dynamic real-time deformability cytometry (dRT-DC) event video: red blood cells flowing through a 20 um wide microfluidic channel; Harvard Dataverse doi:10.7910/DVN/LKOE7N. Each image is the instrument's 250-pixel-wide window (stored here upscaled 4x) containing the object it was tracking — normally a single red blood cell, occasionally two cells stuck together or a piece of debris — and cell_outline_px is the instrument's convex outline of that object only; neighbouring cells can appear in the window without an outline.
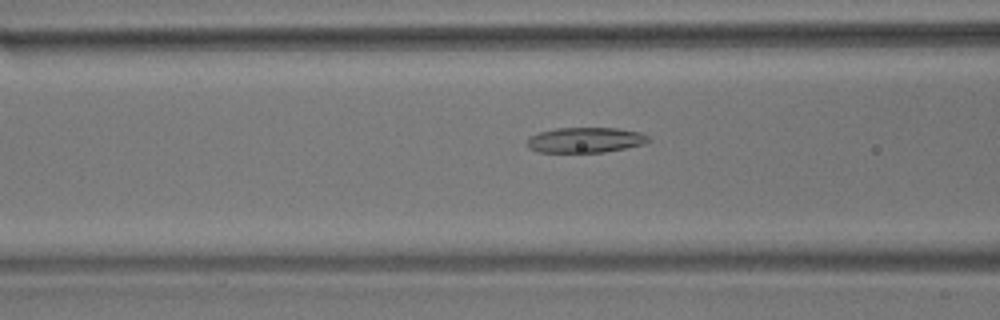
{"species": "common noctule bat (a hibernating species)", "species_latin": "Nyctalus noctula", "temperature_condition": "room temperature", "stored_images_in_passage": 56, "camera_frame_rate_fps": 3000, "um_per_image_px": 0.085, "animal": {"sex": "male", "body_mass_g": 17.9}, "frame": {"image": 1, "passage_image": 22, "time_ms": 7.0, "image_size_px": [1000, 320], "cell_outline_px": [[652, 140], [644, 144], [604, 152], [536, 152], [528, 148], [528, 136], [540, 132], [556, 128], [616, 128], [640, 132], [648, 136]], "centroid_in_image_um": [49.75, 11.9], "position_along_channel_um": 116.9, "area_um2": 17.92}}
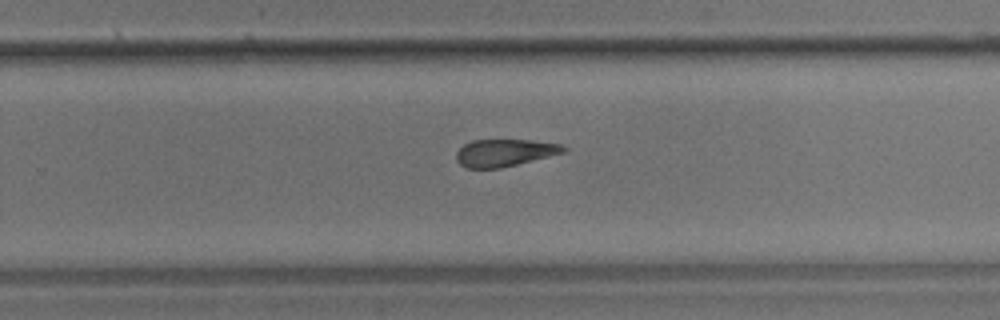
{"frame": {"image": 2, "passage_image": 36, "time_ms": 11.667, "image_size_px": [1000, 320], "cell_outline_px": [[568, 148], [564, 152], [500, 168], [464, 168], [456, 160], [456, 152], [464, 144], [472, 140], [532, 140], [560, 144]], "centroid_in_image_um": [42.85, 12.98], "position_along_channel_um": 287.0, "area_um2": 16.88}}
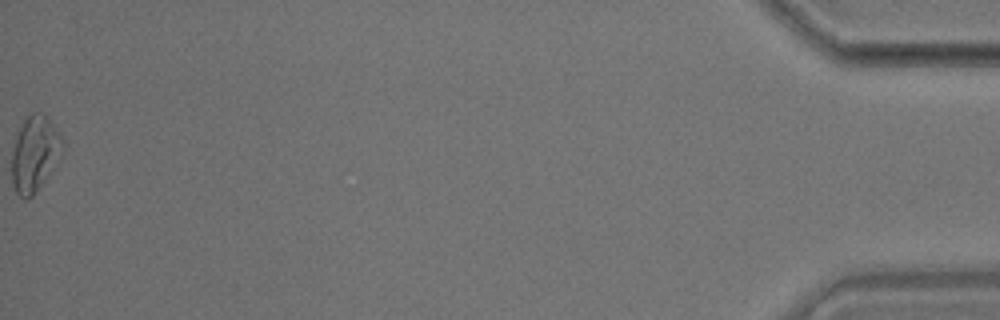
{"frame": {"image": 3, "passage_image": 56, "time_ms": 18.333, "image_size_px": [1000, 320], "cell_outline_px": [[64, 148], [44, 180], [36, 192], [32, 196], [24, 200], [16, 192], [12, 184], [12, 152], [20, 128], [24, 120], [32, 112], [40, 112], [52, 124], [64, 140]], "centroid_in_image_um": [2.94, 13.09], "position_along_channel_um": 432.3, "area_um2": 21.73}, "authors_computed_cell_mechanics": {"area_um2": 18.6694, "velocity_mm_per_s": 3.6429, "shape_relaxation_time_tau1_ms": null, "shape_relaxation_time_tau2_ms": 5.4581, "deformation_change_tau1": null, "deformation_change_tau2": 0.1628}}